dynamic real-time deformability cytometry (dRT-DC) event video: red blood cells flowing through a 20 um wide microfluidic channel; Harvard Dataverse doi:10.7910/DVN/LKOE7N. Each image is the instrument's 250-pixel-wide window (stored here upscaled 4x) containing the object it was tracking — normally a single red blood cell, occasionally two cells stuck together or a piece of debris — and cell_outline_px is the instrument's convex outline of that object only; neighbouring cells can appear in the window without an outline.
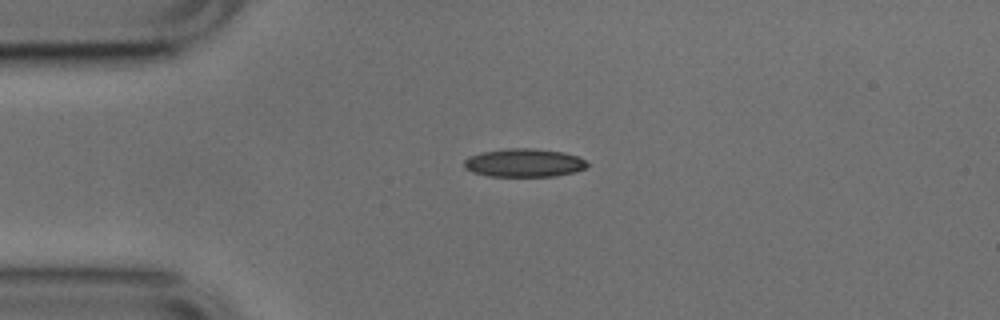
{"species": "common noctule bat (a hibernating species)", "species_latin": "Nyctalus noctula", "temperature_condition": "cold", "stored_images_in_passage": 41, "camera_frame_rate_fps": 3000, "um_per_image_px": 0.085, "animal": {"sex": "male", "body_mass_g": 17.9, "forearm_length_mm": 54.2}, "frame": {"image": 1, "passage_image": 1, "time_ms": 0.0, "image_size_px": [1000, 320], "cell_outline_px": [[588, 164], [584, 168], [572, 172], [556, 176], [488, 176], [472, 172], [464, 168], [464, 160], [468, 156], [484, 152], [508, 148], [532, 148], [564, 152], [576, 156], [584, 160]], "centroid_in_image_um": [44.5, 13.84], "position_along_channel_um": 40.5, "area_um2": 20.17}}
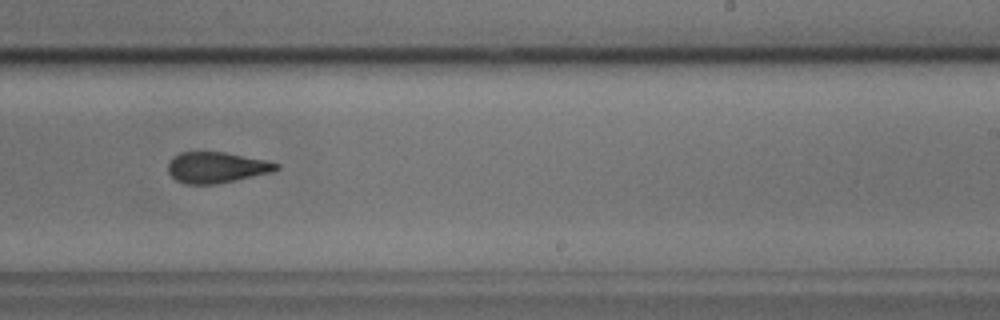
{"frame": {"image": 2, "passage_image": 21, "time_ms": 6.667, "image_size_px": [1000, 320], "cell_outline_px": [[280, 168], [272, 172], [236, 180], [216, 184], [184, 184], [176, 180], [168, 172], [168, 164], [172, 156], [180, 152], [224, 152], [268, 160], [280, 164]], "centroid_in_image_um": [18.41, 14.23], "position_along_channel_um": 270.6, "area_um2": 19.65}}
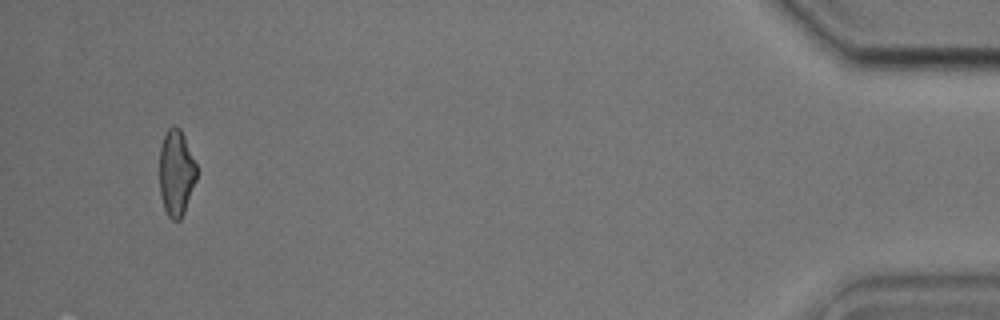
{"frame": {"image": 3, "passage_image": 39, "time_ms": 12.667, "image_size_px": [1000, 320], "cell_outline_px": [[196, 180], [184, 212], [180, 220], [172, 220], [168, 216], [164, 208], [160, 196], [160, 148], [164, 136], [168, 128], [172, 124], [176, 124], [180, 128], [184, 136], [196, 164]], "centroid_in_image_um": [14.97, 14.68], "position_along_channel_um": 420.2, "area_um2": 18.61}, "authors_computed_cell_mechanics": {"area_um2": 19.7676, "velocity_mm_per_s": 3.7943, "shape_relaxation_time_tau1_ms": 3.7342, "shape_relaxation_time_tau2_ms": 2.0352, "deformation_change_tau1": 0.1571, "deformation_change_tau2": 0.1108}}